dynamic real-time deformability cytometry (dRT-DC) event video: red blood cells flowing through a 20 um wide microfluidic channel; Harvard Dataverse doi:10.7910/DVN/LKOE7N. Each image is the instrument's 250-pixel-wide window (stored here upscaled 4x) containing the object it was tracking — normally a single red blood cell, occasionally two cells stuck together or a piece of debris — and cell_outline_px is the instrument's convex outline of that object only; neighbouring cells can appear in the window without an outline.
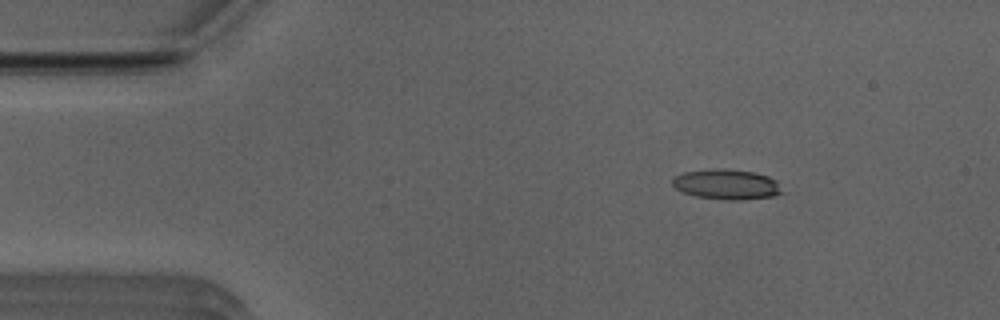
{"species": "Egyptian fruit bat (a non-hibernating species)", "species_latin": "Rousettus aegyptiacus", "temperature_condition": "room temperature", "stored_images_in_passage": 50, "camera_frame_rate_fps": 3000, "um_per_image_px": 0.085, "animal": {"sex": "male"}, "frame": {"image": 1, "passage_image": 6, "time_ms": 1.667, "image_size_px": [1000, 320], "cell_outline_px": [[784, 192], [772, 196], [732, 200], [728, 200], [696, 196], [684, 192], [676, 188], [672, 184], [672, 180], [676, 176], [684, 172], [716, 168], [724, 168], [752, 172], [768, 176], [776, 180]], "centroid_in_image_um": [61.77, 15.66], "position_along_channel_um": 23.2, "area_um2": 19.02}}
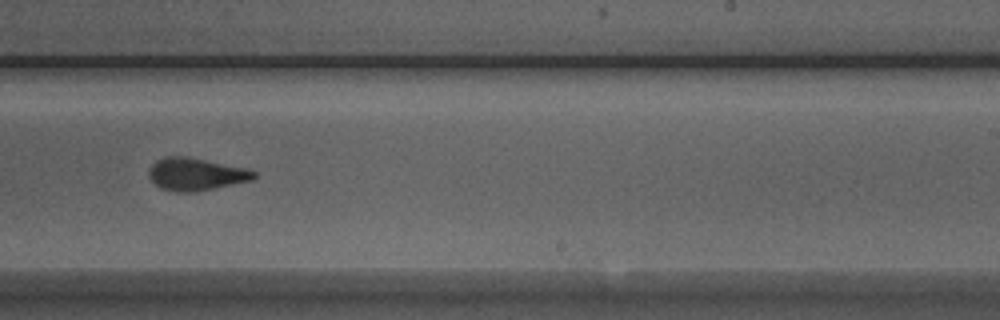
{"frame": {"image": 2, "passage_image": 30, "time_ms": 9.667, "image_size_px": [1000, 320], "cell_outline_px": [[256, 176], [252, 180], [216, 188], [196, 192], [172, 192], [160, 188], [148, 176], [148, 172], [152, 164], [156, 160], [168, 156], [184, 156], [244, 168], [256, 172]], "centroid_in_image_um": [16.62, 14.82], "position_along_channel_um": 272.4, "area_um2": 19.77}}
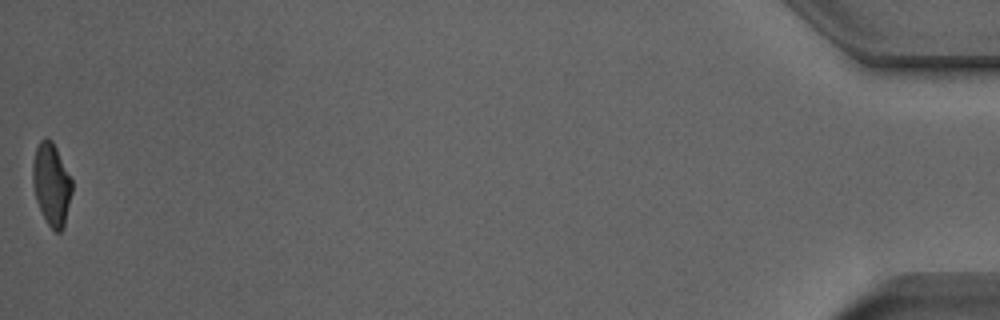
{"frame": {"image": 3, "passage_image": 50, "time_ms": 16.333, "image_size_px": [1000, 320], "cell_outline_px": [[72, 192], [64, 228], [60, 232], [56, 232], [48, 224], [36, 200], [32, 180], [32, 164], [36, 148], [40, 140], [48, 136], [52, 140], [72, 180]], "centroid_in_image_um": [4.38, 15.65], "position_along_channel_um": 430.8, "area_um2": 18.79}, "authors_computed_cell_mechanics": {"area_um2": 19.6809, "velocity_mm_per_s": 3.975, "shape_relaxation_time_tau1_ms": 3.7862, "shape_relaxation_time_tau2_ms": 1.3898, "deformation_change_tau1": 0.1688, "deformation_change_tau2": 0.0958}}